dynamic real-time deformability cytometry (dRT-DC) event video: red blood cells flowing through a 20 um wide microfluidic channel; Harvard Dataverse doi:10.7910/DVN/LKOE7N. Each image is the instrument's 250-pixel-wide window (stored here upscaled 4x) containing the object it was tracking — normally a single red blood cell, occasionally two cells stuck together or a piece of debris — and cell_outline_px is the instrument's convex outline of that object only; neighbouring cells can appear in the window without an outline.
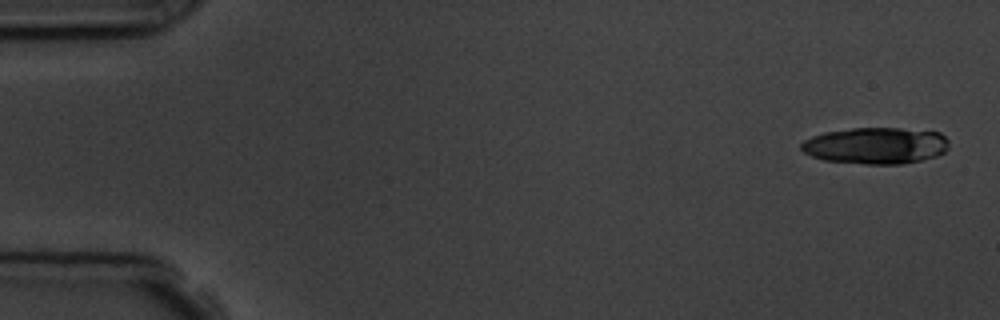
{"species": "common noctule bat (a hibernating species)", "species_latin": "Nyctalus noctula", "temperature_condition": "room temperature", "stored_images_in_passage": 4, "camera_frame_rate_fps": 3000, "um_per_image_px": 0.085, "animal": {"sex": "male", "body_mass_g": 19.5, "forearm_length_mm": 54.6}, "frame": {"image": 1, "passage_image": 1, "time_ms": 0.0, "image_size_px": [1000, 320], "cell_outline_px": [[948, 148], [944, 152], [936, 156], [920, 160], [900, 164], [864, 164], [824, 160], [812, 156], [804, 152], [800, 148], [800, 144], [804, 140], [812, 136], [824, 132], [852, 128], [900, 128], [940, 132], [948, 140]], "centroid_in_image_um": [74.43, 12.37], "position_along_channel_um": 10.6, "area_um2": 31.5}}